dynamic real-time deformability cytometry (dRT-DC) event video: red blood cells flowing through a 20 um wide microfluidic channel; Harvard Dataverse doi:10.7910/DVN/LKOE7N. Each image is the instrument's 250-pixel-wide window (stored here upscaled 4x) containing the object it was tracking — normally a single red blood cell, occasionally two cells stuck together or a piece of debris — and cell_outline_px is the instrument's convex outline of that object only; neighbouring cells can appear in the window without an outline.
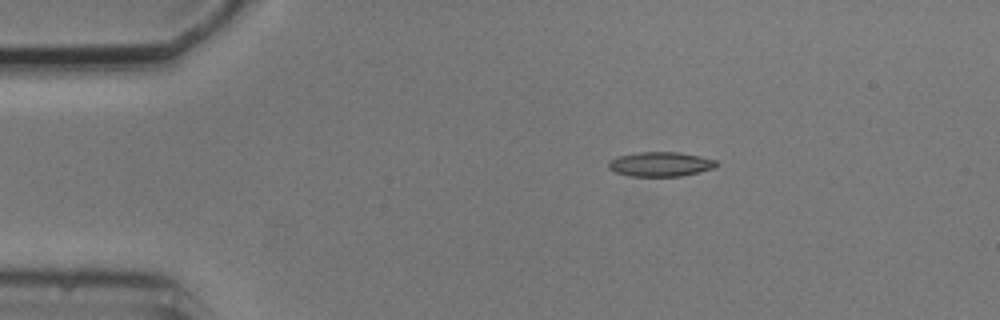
{"species": "common noctule bat (a hibernating species)", "species_latin": "Nyctalus noctula", "temperature_condition": "cold", "stored_images_in_passage": 6, "segment_of_instrument_passage": [2, 2], "camera_frame_rate_fps": 3000, "um_per_image_px": 0.085, "animal": {"sex": "male", "body_mass_g": 20.5, "forearm_length_mm": 52.5}, "frame": {"image": 1, "passage_image": 6, "time_ms": 6.667, "image_size_px": [1000, 320], "cell_outline_px": [[720, 164], [716, 168], [700, 172], [680, 176], [632, 176], [616, 172], [608, 168], [608, 164], [612, 160], [620, 156], [636, 152], [680, 152], [700, 156], [716, 160]], "centroid_in_image_um": [56.21, 13.95], "position_along_channel_um": 28.8, "area_um2": 15.43}}